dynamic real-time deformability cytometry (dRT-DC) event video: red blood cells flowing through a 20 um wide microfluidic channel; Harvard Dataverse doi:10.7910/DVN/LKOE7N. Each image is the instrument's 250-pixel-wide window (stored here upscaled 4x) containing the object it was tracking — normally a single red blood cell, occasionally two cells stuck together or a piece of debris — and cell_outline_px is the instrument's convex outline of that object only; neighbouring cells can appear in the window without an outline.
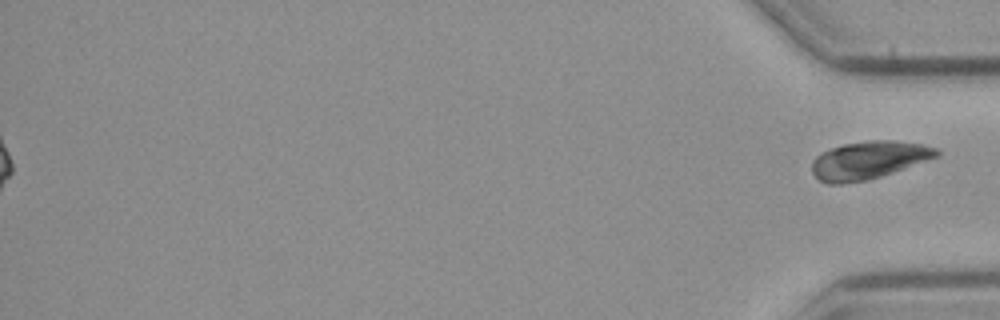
{"species": "common noctule bat (a hibernating species)", "species_latin": "Nyctalus noctula", "temperature_condition": "cold", "stored_images_in_passage": 41, "segment_of_instrument_passage": [2, 2], "camera_frame_rate_fps": 3000, "um_per_image_px": 0.085, "animal": {"sex": "male", "body_mass_g": 23.1, "forearm_length_mm": 52.7}, "frame": {"image": 1, "passage_image": 41, "time_ms": 13.333, "image_size_px": [1000, 320], "cell_outline_px": [[940, 156], [868, 180], [840, 184], [828, 184], [820, 180], [812, 172], [812, 160], [820, 152], [844, 144], [868, 140], [896, 140], [924, 144], [936, 148], [940, 152]], "centroid_in_image_um": [73.84, 13.6], "position_along_channel_um": 361.4, "area_um2": 27.51}}